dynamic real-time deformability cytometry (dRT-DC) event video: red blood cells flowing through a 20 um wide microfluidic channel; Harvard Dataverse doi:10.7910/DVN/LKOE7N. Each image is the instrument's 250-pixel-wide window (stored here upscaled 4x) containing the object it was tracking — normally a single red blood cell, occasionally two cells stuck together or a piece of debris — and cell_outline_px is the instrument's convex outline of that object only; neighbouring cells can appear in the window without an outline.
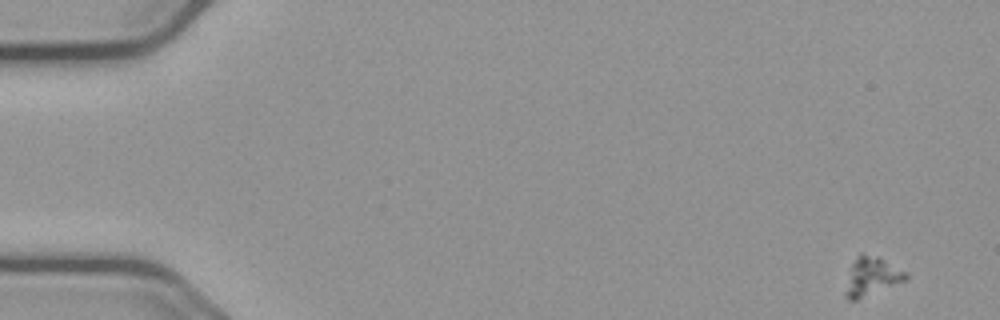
{"species": "common noctule bat (a hibernating species)", "species_latin": "Nyctalus noctula", "temperature_condition": "cold", "stored_images_in_passage": 9, "camera_frame_rate_fps": 3000, "um_per_image_px": 0.085, "animal": {"sex": "male", "body_mass_g": 23.1, "forearm_length_mm": 52.7}, "frame": {"image": 1, "passage_image": 1, "time_ms": 0.0, "image_size_px": [1000, 320], "cell_outline_px": [[908, 280], [856, 300], [848, 300], [844, 296], [844, 292], [852, 264], [856, 256], [860, 252], [880, 256], [904, 272], [908, 276]], "centroid_in_image_um": [74.08, 23.49], "position_along_channel_um": 10.9, "area_um2": 13.58}}